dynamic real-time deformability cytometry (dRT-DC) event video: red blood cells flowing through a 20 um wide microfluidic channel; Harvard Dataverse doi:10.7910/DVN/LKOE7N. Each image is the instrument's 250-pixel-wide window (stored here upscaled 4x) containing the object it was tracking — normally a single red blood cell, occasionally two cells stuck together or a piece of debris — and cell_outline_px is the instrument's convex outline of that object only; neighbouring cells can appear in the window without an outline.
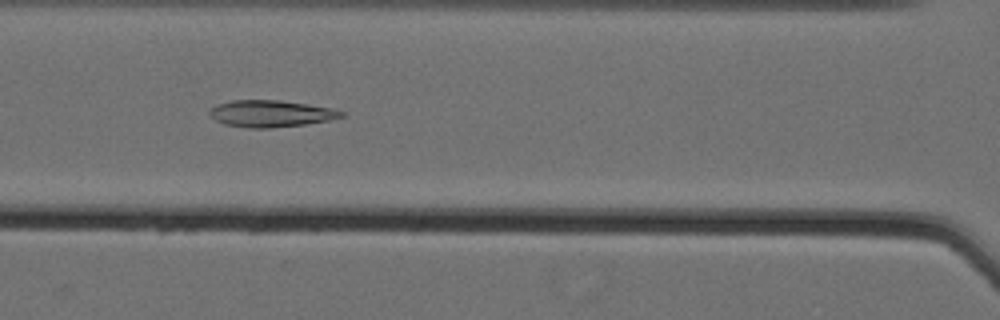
{"species": "Egyptian fruit bat (a non-hibernating species)", "species_latin": "Rousettus aegyptiacus", "temperature_condition": "cold", "stored_images_in_passage": 61, "camera_frame_rate_fps": 3000, "um_per_image_px": 0.085, "animal": {"sex": "female"}, "frame": {"image": 1, "passage_image": 31, "time_ms": 10.0, "image_size_px": [1000, 320], "cell_outline_px": [[344, 116], [328, 120], [304, 124], [268, 128], [248, 128], [224, 124], [216, 120], [208, 112], [216, 104], [232, 100], [276, 100], [308, 104], [332, 108], [344, 112]], "centroid_in_image_um": [23.0, 9.65], "position_along_channel_um": 143.6, "area_um2": 20.35}}
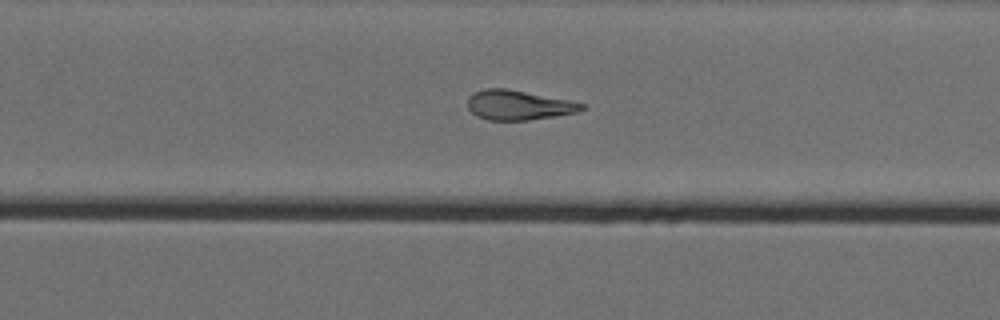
{"frame": {"image": 2, "passage_image": 43, "time_ms": 14.0, "image_size_px": [1000, 320], "cell_outline_px": [[588, 108], [576, 112], [528, 120], [488, 120], [476, 116], [468, 108], [468, 96], [472, 92], [484, 88], [504, 88], [568, 100], [588, 104]], "centroid_in_image_um": [44.05, 8.93], "position_along_channel_um": 285.7, "area_um2": 19.71}}
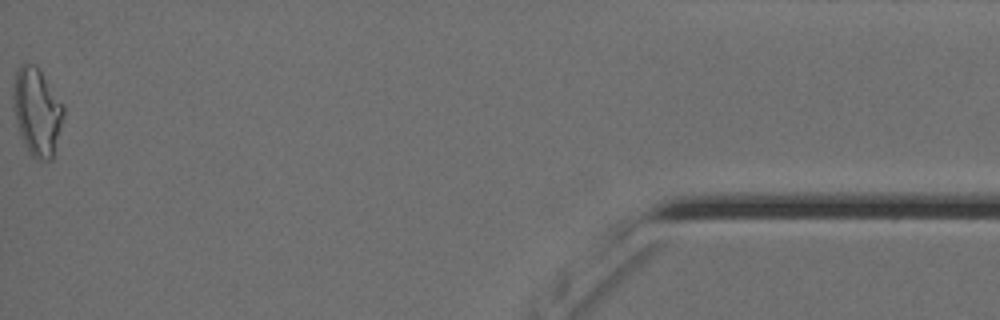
{"frame": {"image": 3, "passage_image": 61, "time_ms": 20.0, "image_size_px": [1000, 320], "cell_outline_px": [[64, 116], [52, 160], [36, 160], [32, 156], [24, 144], [20, 136], [12, 108], [12, 88], [16, 72], [20, 64], [32, 64], [40, 72], [64, 104]], "centroid_in_image_um": [3.12, 9.53], "position_along_channel_um": 432.1, "area_um2": 25.78}, "authors_computed_cell_mechanics": {"area_um2": 22.4264, "velocity_mm_per_s": 3.5628, "shape_relaxation_time_tau1_ms": null, "shape_relaxation_time_tau2_ms": 2.806, "deformation_change_tau1": null, "deformation_change_tau2": 0.1197}}